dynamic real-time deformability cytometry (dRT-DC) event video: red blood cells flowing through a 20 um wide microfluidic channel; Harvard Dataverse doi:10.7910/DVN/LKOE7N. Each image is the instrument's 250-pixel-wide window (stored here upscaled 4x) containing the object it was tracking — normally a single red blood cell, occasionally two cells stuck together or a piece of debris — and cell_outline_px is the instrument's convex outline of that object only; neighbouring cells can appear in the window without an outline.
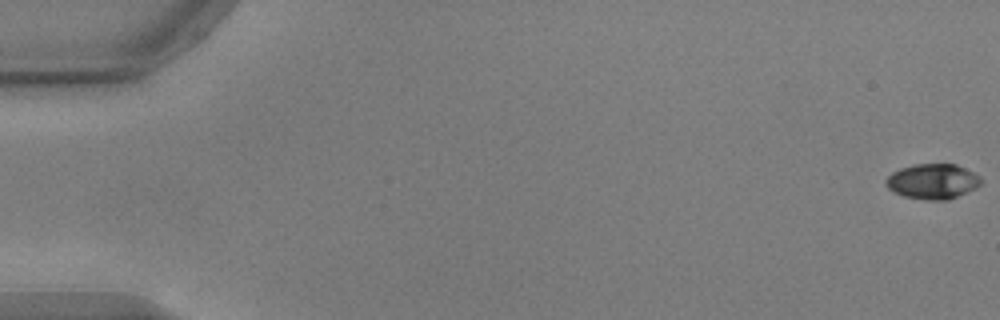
{"species": "common noctule bat (a hibernating species)", "species_latin": "Nyctalus noctula", "temperature_condition": "warm", "stored_images_in_passage": 9, "camera_frame_rate_fps": 3000, "um_per_image_px": 0.085, "animal": {"sex": "male", "body_mass_g": 17.9, "forearm_length_mm": 54.2}, "frame": {"image": 1, "passage_image": 1, "time_ms": 0.0, "image_size_px": [1000, 320], "cell_outline_px": [[980, 184], [976, 188], [968, 192], [948, 200], [928, 200], [904, 196], [892, 192], [884, 184], [884, 180], [892, 172], [900, 168], [912, 164], [956, 164], [980, 176]], "centroid_in_image_um": [79.24, 15.42], "position_along_channel_um": 5.8, "area_um2": 19.59}}